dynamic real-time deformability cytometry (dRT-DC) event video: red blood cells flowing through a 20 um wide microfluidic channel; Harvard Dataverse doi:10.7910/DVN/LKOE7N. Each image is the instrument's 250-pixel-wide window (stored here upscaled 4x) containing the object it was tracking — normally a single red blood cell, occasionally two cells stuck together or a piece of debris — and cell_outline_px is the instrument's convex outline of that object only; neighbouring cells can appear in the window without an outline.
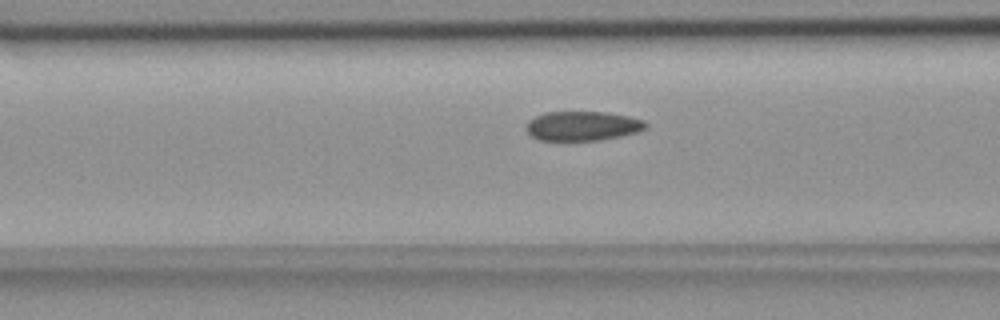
{"species": "common noctule bat (a hibernating species)", "species_latin": "Nyctalus noctula", "temperature_condition": "room temperature", "stored_images_in_passage": 50, "camera_frame_rate_fps": 3000, "um_per_image_px": 0.085, "animal": {"sex": "female", "body_mass_g": 18.4}, "frame": {"image": 1, "passage_image": 16, "time_ms": 5.0, "image_size_px": [1000, 320], "cell_outline_px": [[648, 128], [640, 132], [600, 140], [540, 140], [532, 136], [524, 128], [524, 124], [528, 120], [544, 112], [608, 112], [628, 116], [644, 120], [648, 124]], "centroid_in_image_um": [49.53, 10.7], "position_along_channel_um": 117.1, "area_um2": 20.75}}
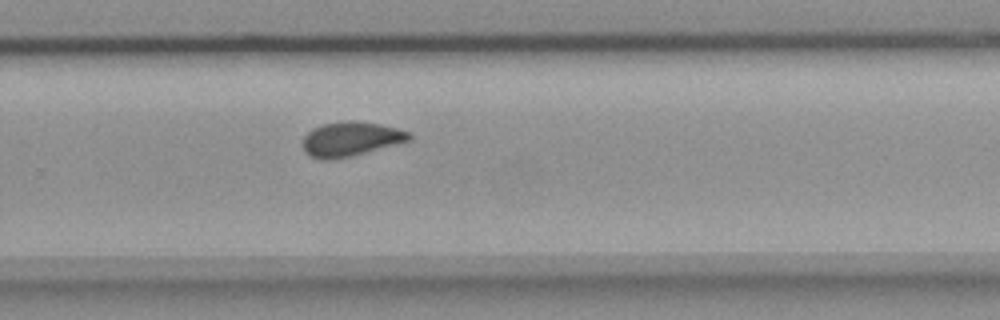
{"frame": {"image": 2, "passage_image": 31, "time_ms": 10.0, "image_size_px": [1000, 320], "cell_outline_px": [[412, 140], [400, 144], [352, 156], [324, 160], [312, 156], [304, 152], [300, 144], [304, 136], [312, 128], [320, 124], [352, 120], [380, 124], [412, 132]], "centroid_in_image_um": [29.83, 11.81], "position_along_channel_um": 300.0, "area_um2": 21.73}}
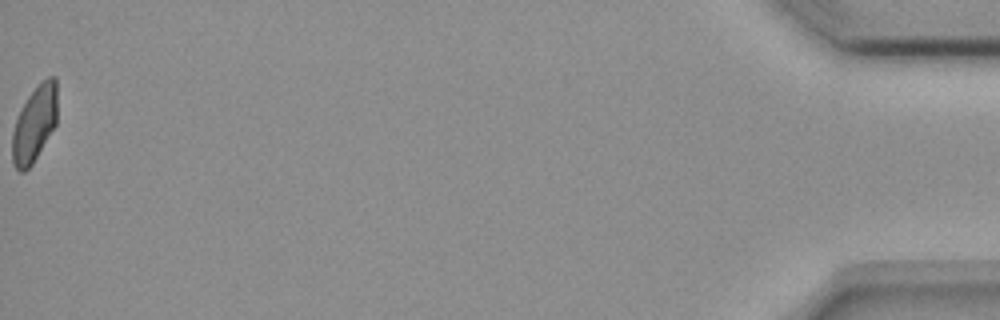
{"frame": {"image": 3, "passage_image": 50, "time_ms": 16.333, "image_size_px": [1000, 320], "cell_outline_px": [[56, 124], [32, 164], [24, 172], [20, 172], [12, 164], [12, 132], [20, 108], [28, 96], [40, 80], [48, 76], [56, 76]], "centroid_in_image_um": [2.91, 10.5], "position_along_channel_um": 432.3, "area_um2": 20.0}, "authors_computed_cell_mechanics": {"area_um2": 21.2993, "velocity_mm_per_s": 3.6678, "shape_relaxation_time_tau1_ms": null, "shape_relaxation_time_tau2_ms": 1.808, "deformation_change_tau1": null, "deformation_change_tau2": 0.0547}}